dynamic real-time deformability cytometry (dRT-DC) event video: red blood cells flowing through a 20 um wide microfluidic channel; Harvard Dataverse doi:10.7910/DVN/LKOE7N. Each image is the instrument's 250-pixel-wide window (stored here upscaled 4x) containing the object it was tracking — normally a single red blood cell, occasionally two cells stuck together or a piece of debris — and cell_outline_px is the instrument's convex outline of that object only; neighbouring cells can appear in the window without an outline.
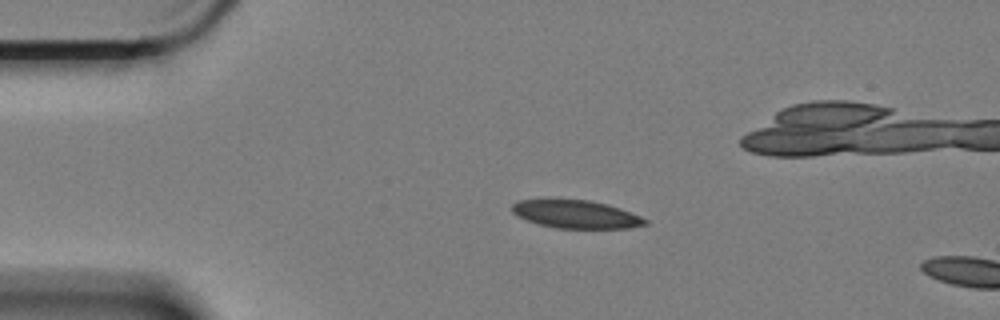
{"species": "Egyptian fruit bat (a non-hibernating species)", "species_latin": "Rousettus aegyptiacus", "temperature_condition": "cold", "stored_images_in_passage": 16, "camera_frame_rate_fps": 3000, "um_per_image_px": 0.085, "animal": {"sex": "female"}, "frame": {"image": 1, "passage_image": 12, "time_ms": 3.667, "image_size_px": [1000, 320], "cell_outline_px": [[648, 224], [628, 228], [556, 228], [536, 224], [512, 212], [512, 204], [520, 200], [588, 200], [608, 204], [620, 208], [640, 216], [648, 220]], "centroid_in_image_um": [48.99, 18.22], "position_along_channel_um": 36.0, "area_um2": 21.5}}